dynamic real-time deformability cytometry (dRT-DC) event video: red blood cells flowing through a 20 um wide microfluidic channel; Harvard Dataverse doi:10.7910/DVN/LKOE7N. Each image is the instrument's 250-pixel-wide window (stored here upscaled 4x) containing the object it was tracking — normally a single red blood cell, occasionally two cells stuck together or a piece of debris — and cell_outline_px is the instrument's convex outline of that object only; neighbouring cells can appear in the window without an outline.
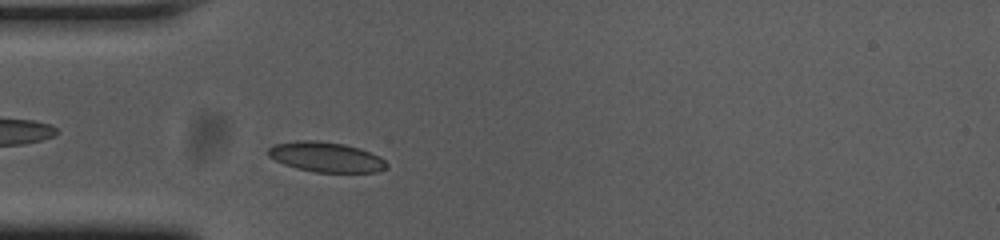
{"species": "common noctule bat (a hibernating species)", "species_latin": "Nyctalus noctula", "temperature_condition": "cold", "stored_images_in_passage": 36, "camera_frame_rate_fps": 3000, "um_per_image_px": 0.085, "animal": {"sex": "female", "body_mass_g": 23.0, "forearm_length_mm": 53.4}, "frame": {"image": 1, "passage_image": 6, "time_ms": 1.667, "image_size_px": [1000, 240], "cell_outline_px": [[388, 164], [384, 168], [376, 172], [316, 172], [296, 168], [284, 164], [268, 156], [264, 152], [268, 148], [276, 144], [300, 140], [316, 140], [344, 144], [360, 148], [380, 156]], "centroid_in_image_um": [27.68, 13.34], "position_along_channel_um": 57.3, "area_um2": 20.69}}
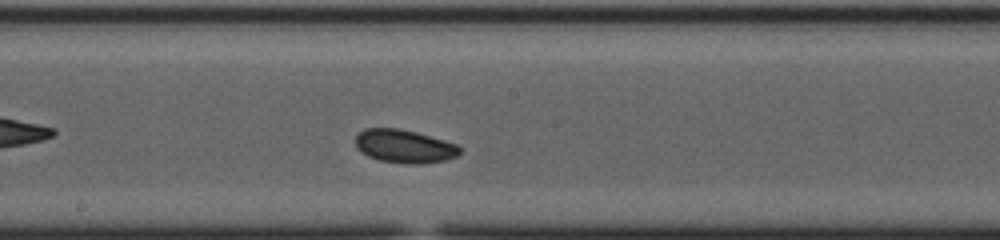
{"frame": {"image": 2, "passage_image": 19, "time_ms": 6.0, "image_size_px": [1000, 240], "cell_outline_px": [[460, 152], [456, 156], [444, 160], [420, 164], [416, 164], [380, 160], [368, 156], [360, 152], [356, 148], [356, 136], [364, 128], [400, 128], [416, 132], [444, 140], [456, 144], [460, 148]], "centroid_in_image_um": [34.34, 12.42], "position_along_channel_um": 213.9, "area_um2": 20.06}}
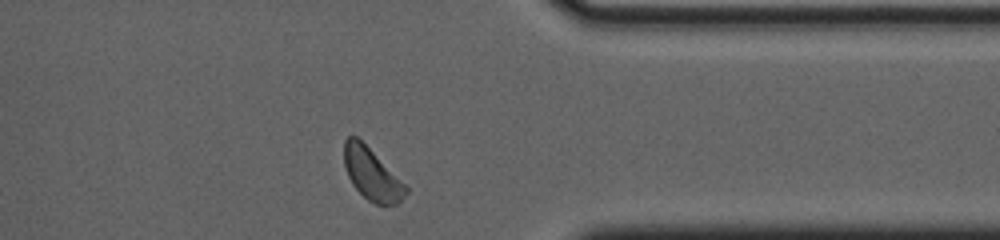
{"frame": {"image": 3, "passage_image": 34, "time_ms": 11.0, "image_size_px": [1000, 240], "cell_outline_px": [[408, 192], [396, 204], [376, 204], [368, 200], [352, 184], [348, 176], [344, 164], [344, 140], [348, 136], [356, 136], [408, 188]], "centroid_in_image_um": [31.57, 14.81], "position_along_channel_um": 379.8, "area_um2": 17.92}, "authors_computed_cell_mechanics": {"area_um2": 19.7965, "velocity_mm_per_s": 3.6961, "shape_relaxation_time_tau1_ms": 1.9881, "shape_relaxation_time_tau2_ms": 2.8609, "deformation_change_tau1": 0.0607, "deformation_change_tau2": 0.059}}